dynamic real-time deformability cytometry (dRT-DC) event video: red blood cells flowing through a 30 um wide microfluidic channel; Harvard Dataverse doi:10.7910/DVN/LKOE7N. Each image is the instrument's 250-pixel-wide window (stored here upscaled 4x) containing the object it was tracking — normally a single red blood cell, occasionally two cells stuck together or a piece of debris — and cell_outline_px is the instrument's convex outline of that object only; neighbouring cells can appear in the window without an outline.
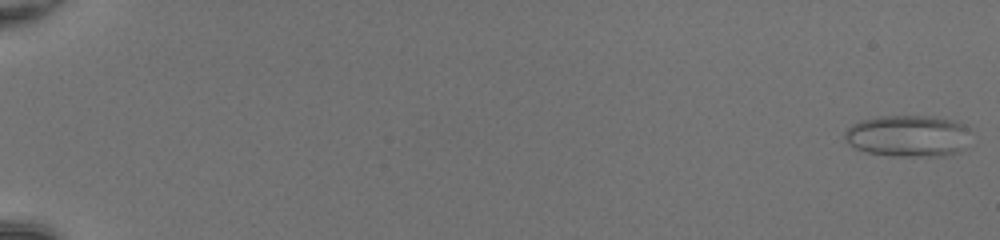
{"species": "common noctule bat (a hibernating species)", "species_latin": "Nyctalus noctula", "temperature_condition": "room temperature", "stored_images_in_passage": 51, "camera_frame_rate_fps": 3000, "um_per_image_px": 0.085, "animal": {"sex": "female", "body_mass_g": 20.0, "forearm_length_mm": 54.0}, "frame": {"image": 1, "passage_image": 1, "time_ms": 0.0, "image_size_px": [1000, 240], "cell_outline_px": [[968, 128], [964, 148], [956, 152], [944, 156], [892, 156], [868, 152], [856, 148], [848, 144], [844, 140], [844, 132], [852, 124], [860, 120], [876, 116], [932, 116], [960, 120]], "centroid_in_image_um": [77.16, 11.54], "position_along_channel_um": 7.8, "area_um2": 30.81}}
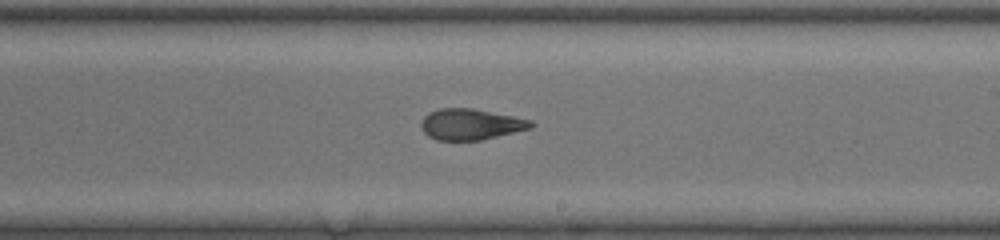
{"frame": {"image": 2, "passage_image": 33, "time_ms": 10.667, "image_size_px": [1000, 240], "cell_outline_px": [[536, 124], [532, 128], [480, 140], [436, 140], [428, 136], [420, 128], [420, 120], [428, 112], [440, 108], [472, 108], [532, 120]], "centroid_in_image_um": [39.98, 10.56], "position_along_channel_um": 249.0, "area_um2": 19.94}}
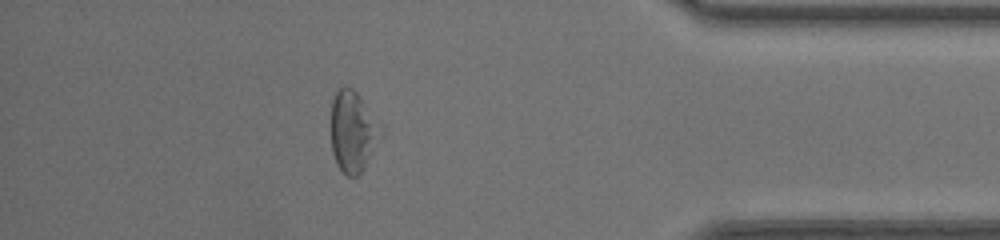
{"frame": {"image": 3, "passage_image": 46, "time_ms": 15.0, "image_size_px": [1000, 240], "cell_outline_px": [[376, 128], [368, 156], [360, 172], [356, 176], [348, 176], [336, 164], [332, 152], [332, 100], [336, 92], [340, 88], [352, 88], [360, 96]], "centroid_in_image_um": [29.82, 11.17], "position_along_channel_um": 405.4, "area_um2": 20.92}, "authors_computed_cell_mechanics": {"area_um2": 22.9466, "velocity_mm_per_s": 4.261, "shape_relaxation_time_tau1_ms": null, "shape_relaxation_time_tau2_ms": 1.5789, "deformation_change_tau1": null, "deformation_change_tau2": 0.0943}}